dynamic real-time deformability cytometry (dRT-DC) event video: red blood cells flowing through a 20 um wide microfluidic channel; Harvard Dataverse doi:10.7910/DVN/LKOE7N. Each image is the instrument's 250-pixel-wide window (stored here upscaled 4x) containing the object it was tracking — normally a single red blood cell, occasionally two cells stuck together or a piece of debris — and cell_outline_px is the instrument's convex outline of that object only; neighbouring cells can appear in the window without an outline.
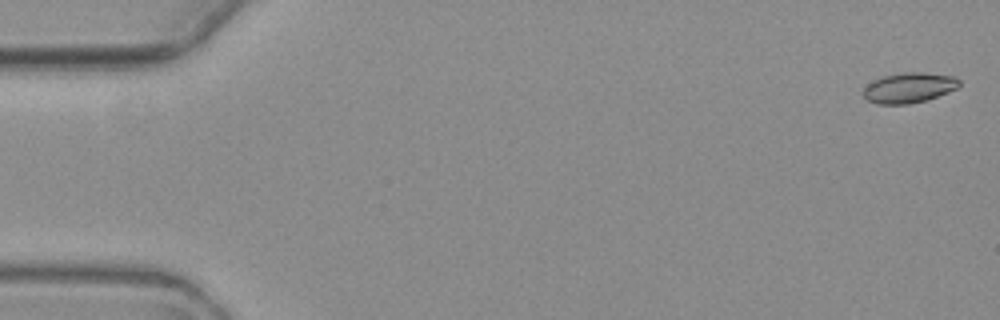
{"species": "common noctule bat (a hibernating species)", "species_latin": "Nyctalus noctula", "temperature_condition": "warm", "stored_images_in_passage": 3, "camera_frame_rate_fps": 3000, "um_per_image_px": 0.085, "animal": {"sex": "female", "body_mass_g": 19.3, "forearm_length_mm": 54.1}, "frame": {"image": 1, "passage_image": 1, "time_ms": 0.0, "image_size_px": [1000, 320], "cell_outline_px": [[960, 84], [956, 88], [948, 92], [924, 100], [908, 104], [876, 104], [868, 100], [864, 96], [864, 88], [872, 80], [884, 76], [904, 72], [924, 72], [956, 76], [960, 80]], "centroid_in_image_um": [77.27, 7.44], "position_along_channel_um": 7.7, "area_um2": 16.82}}